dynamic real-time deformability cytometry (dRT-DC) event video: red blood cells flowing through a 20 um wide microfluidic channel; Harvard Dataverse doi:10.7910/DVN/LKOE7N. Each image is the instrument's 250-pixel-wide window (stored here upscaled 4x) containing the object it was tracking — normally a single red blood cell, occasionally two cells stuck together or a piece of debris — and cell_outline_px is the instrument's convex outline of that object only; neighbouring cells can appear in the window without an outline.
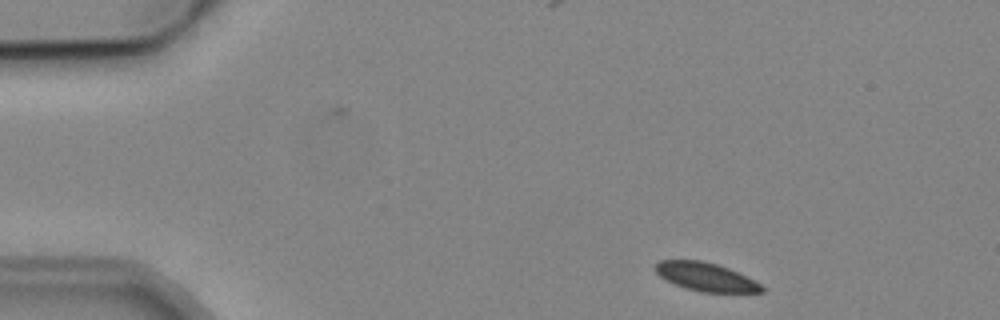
{"species": "common noctule bat (a hibernating species)", "species_latin": "Nyctalus noctula", "temperature_condition": "cold", "stored_images_in_passage": 5, "camera_frame_rate_fps": 3000, "um_per_image_px": 0.085, "animal": {"sex": "male", "body_mass_g": 19.2, "forearm_length_mm": 51.8}, "frame": {"image": 1, "passage_image": 1, "time_ms": 0.0, "image_size_px": [1000, 320], "cell_outline_px": [[764, 292], [700, 292], [676, 284], [660, 276], [656, 272], [656, 264], [660, 260], [704, 260], [728, 268], [760, 284], [764, 288]], "centroid_in_image_um": [59.98, 23.52], "position_along_channel_um": 25.0, "area_um2": 17.17}}
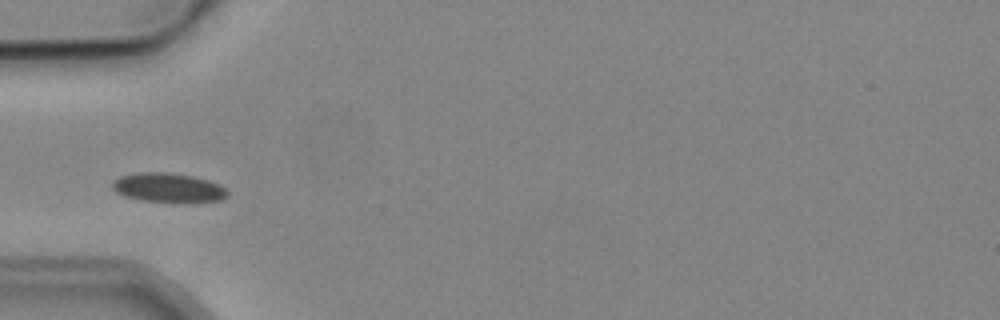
{"frame": {"image": 2, "passage_image": 4, "time_ms": 3.333, "image_size_px": [1000, 320], "cell_outline_px": [[228, 196], [220, 200], [196, 204], [184, 204], [140, 200], [124, 196], [116, 192], [112, 188], [112, 180], [120, 176], [140, 172], [168, 172], [192, 176], [208, 180], [224, 188], [228, 192]], "centroid_in_image_um": [14.31, 15.99], "position_along_channel_um": 70.7, "area_um2": 20.23}}